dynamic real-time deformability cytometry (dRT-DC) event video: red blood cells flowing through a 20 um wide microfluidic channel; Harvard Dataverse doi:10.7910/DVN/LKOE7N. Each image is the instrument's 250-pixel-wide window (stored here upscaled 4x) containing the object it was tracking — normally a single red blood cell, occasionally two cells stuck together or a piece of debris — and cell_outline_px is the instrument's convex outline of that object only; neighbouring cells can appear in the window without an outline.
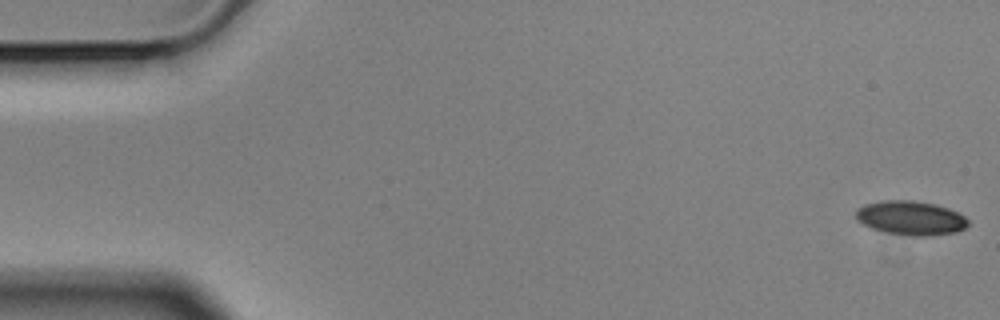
{"species": "Egyptian fruit bat (a non-hibernating species)", "species_latin": "Rousettus aegyptiacus", "temperature_condition": "cold", "stored_images_in_passage": 11, "camera_frame_rate_fps": 3000, "um_per_image_px": 0.085, "animal": {"sex": "male"}, "frame": {"image": 1, "passage_image": 1, "time_ms": 0.0, "image_size_px": [1000, 320], "cell_outline_px": [[968, 224], [964, 228], [956, 232], [932, 236], [912, 236], [884, 232], [872, 228], [856, 220], [856, 208], [864, 204], [884, 200], [912, 200], [936, 204], [948, 208], [964, 216], [968, 220]], "centroid_in_image_um": [77.39, 18.53], "position_along_channel_um": 7.6, "area_um2": 22.43}}